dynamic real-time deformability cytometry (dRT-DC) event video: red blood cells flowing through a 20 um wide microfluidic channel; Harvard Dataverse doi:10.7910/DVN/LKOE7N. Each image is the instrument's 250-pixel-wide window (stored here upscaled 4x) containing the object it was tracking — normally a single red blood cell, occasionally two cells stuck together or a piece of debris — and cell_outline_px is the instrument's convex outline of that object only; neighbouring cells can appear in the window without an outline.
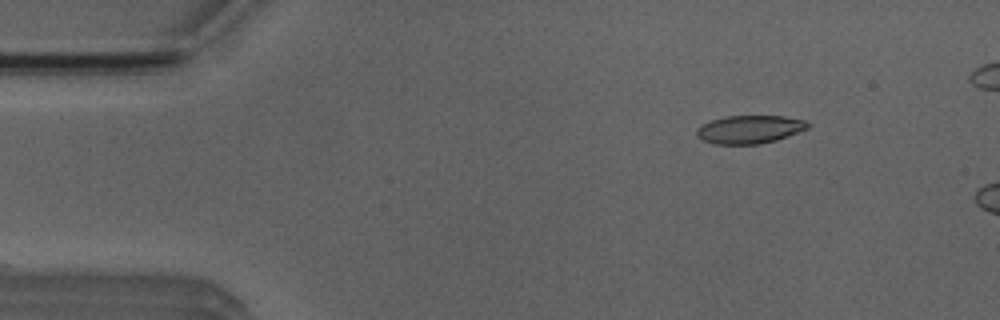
{"species": "Egyptian fruit bat (a non-hibernating species)", "species_latin": "Rousettus aegyptiacus", "temperature_condition": "room temperature", "stored_images_in_passage": 9, "camera_frame_rate_fps": 3000, "um_per_image_px": 0.085, "animal": {"sex": "male"}, "frame": {"image": 1, "passage_image": 4, "time_ms": 1.0, "image_size_px": [1000, 320], "cell_outline_px": [[808, 128], [776, 140], [760, 144], [716, 144], [704, 140], [696, 136], [696, 128], [712, 120], [724, 116], [784, 116], [804, 120], [808, 124]], "centroid_in_image_um": [63.69, 11.0], "position_along_channel_um": 21.3, "area_um2": 18.03}}